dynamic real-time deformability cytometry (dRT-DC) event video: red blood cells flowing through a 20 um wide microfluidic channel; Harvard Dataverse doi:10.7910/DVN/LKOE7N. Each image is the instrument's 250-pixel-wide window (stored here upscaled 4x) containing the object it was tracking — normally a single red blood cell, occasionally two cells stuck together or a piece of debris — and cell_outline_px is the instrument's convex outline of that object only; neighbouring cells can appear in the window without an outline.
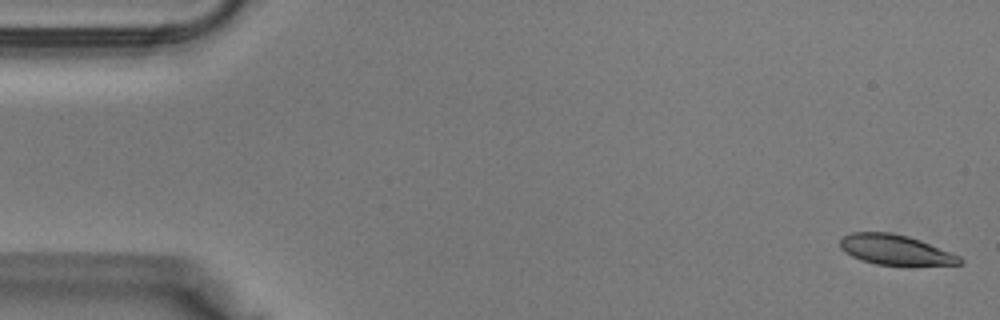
{"species": "Egyptian fruit bat (a non-hibernating species)", "species_latin": "Rousettus aegyptiacus", "temperature_condition": "warm", "stored_images_in_passage": 40, "camera_frame_rate_fps": 3000, "um_per_image_px": 0.085, "animal": {"sex": "male"}, "frame": {"image": 1, "passage_image": 1, "time_ms": 0.0, "image_size_px": [1000, 320], "cell_outline_px": [[964, 260], [960, 264], [876, 264], [852, 256], [844, 252], [840, 248], [840, 240], [844, 236], [852, 232], [888, 232], [908, 236], [920, 240], [960, 256]], "centroid_in_image_um": [76.07, 21.21], "position_along_channel_um": 8.9, "area_um2": 20.46}}
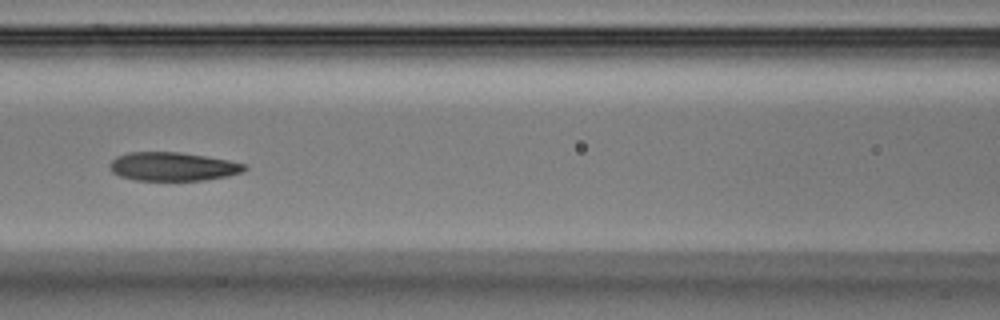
{"frame": {"image": 2, "passage_image": 17, "time_ms": 5.333, "image_size_px": [1000, 320], "cell_outline_px": [[248, 168], [240, 172], [228, 176], [204, 180], [136, 180], [120, 176], [112, 172], [108, 164], [116, 156], [128, 152], [180, 152], [228, 160], [244, 164]], "centroid_in_image_um": [14.65, 14.15], "position_along_channel_um": 152.0, "area_um2": 22.37}}
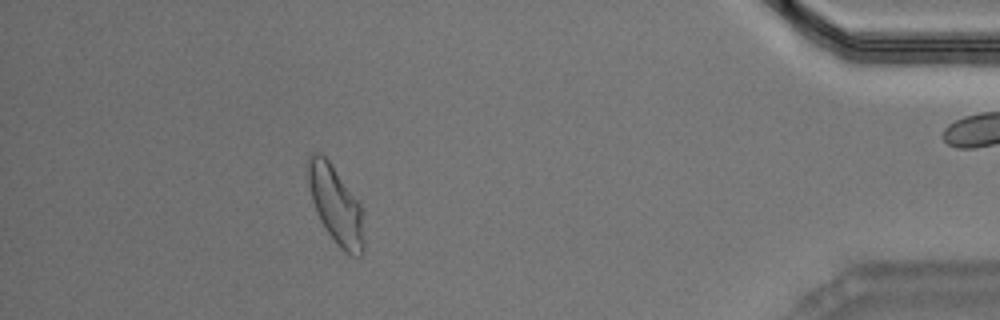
{"frame": {"image": 3, "passage_image": 35, "time_ms": 11.333, "image_size_px": [1000, 320], "cell_outline_px": [[364, 252], [360, 256], [348, 256], [336, 244], [320, 220], [316, 212], [312, 200], [308, 184], [308, 156], [312, 152], [320, 152], [328, 160], [360, 204], [364, 240]], "centroid_in_image_um": [28.53, 17.46], "position_along_channel_um": 406.7, "area_um2": 25.03}}